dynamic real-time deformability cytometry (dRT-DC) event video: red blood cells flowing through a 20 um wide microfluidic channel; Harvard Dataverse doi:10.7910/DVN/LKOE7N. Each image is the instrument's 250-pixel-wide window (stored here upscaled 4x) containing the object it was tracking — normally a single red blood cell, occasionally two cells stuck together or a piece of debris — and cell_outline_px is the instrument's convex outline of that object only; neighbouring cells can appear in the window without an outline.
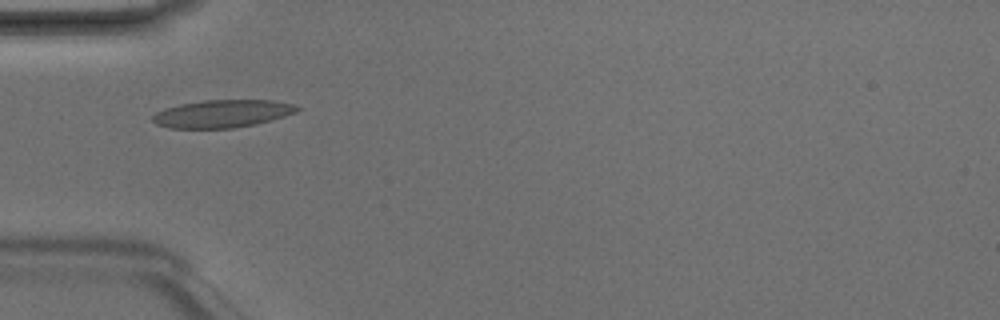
{"species": "Egyptian fruit bat (a non-hibernating species)", "species_latin": "Rousettus aegyptiacus", "temperature_condition": "room temperature", "stored_images_in_passage": 3, "camera_frame_rate_fps": 3000, "um_per_image_px": 0.085, "animal": {"sex": "male"}, "frame": {"image": 1, "passage_image": 2, "time_ms": 0.333, "image_size_px": [1000, 320], "cell_outline_px": [[304, 108], [296, 112], [284, 116], [256, 124], [232, 128], [168, 128], [156, 124], [152, 120], [152, 116], [156, 112], [164, 108], [180, 104], [204, 100], [272, 100], [292, 104]], "centroid_in_image_um": [18.89, 9.66], "position_along_channel_um": 66.1, "area_um2": 23.35}}